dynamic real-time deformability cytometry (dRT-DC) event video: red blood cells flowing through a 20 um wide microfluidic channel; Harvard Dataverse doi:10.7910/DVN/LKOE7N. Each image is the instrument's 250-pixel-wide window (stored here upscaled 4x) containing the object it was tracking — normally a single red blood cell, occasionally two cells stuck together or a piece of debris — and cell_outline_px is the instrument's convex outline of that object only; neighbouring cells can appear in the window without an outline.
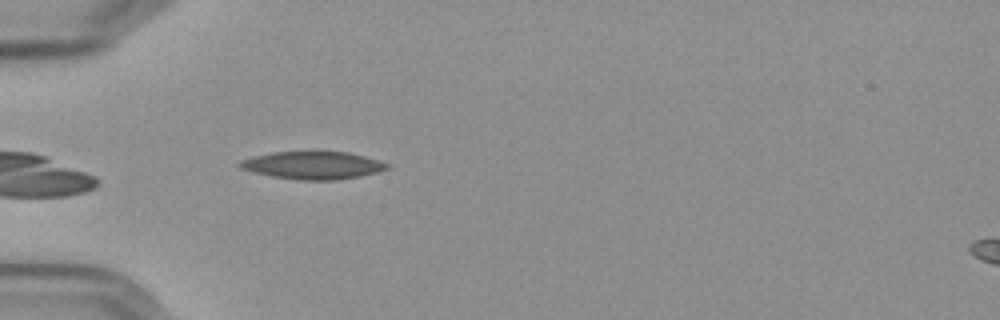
{"species": "Egyptian fruit bat (a non-hibernating species)", "species_latin": "Rousettus aegyptiacus", "temperature_condition": "cold", "stored_images_in_passage": 7, "camera_frame_rate_fps": 3000, "um_per_image_px": 0.085, "frame": {"image": 1, "passage_image": 3, "time_ms": 0.667, "image_size_px": [1000, 320], "cell_outline_px": [[388, 168], [376, 172], [360, 176], [336, 180], [296, 180], [272, 176], [252, 172], [240, 168], [236, 164], [240, 160], [272, 152], [316, 148], [348, 152], [364, 156], [388, 164]], "centroid_in_image_um": [26.54, 14.0], "position_along_channel_um": 58.5, "area_um2": 24.62}}